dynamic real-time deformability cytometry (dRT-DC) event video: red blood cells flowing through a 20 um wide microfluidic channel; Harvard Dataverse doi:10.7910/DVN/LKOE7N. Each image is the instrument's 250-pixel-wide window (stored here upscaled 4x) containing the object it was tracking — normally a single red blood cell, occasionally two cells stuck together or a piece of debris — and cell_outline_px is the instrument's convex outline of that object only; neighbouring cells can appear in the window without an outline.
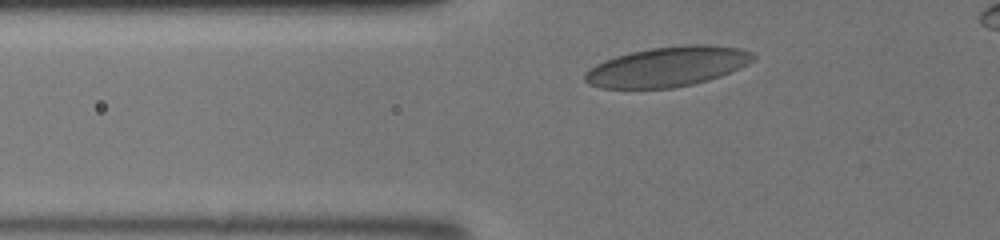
{"species": "human", "species_latin": "Homo sapiens", "temperature_condition": "room temperature", "stored_images_in_passage": 28, "camera_frame_rate_fps": 3000, "um_per_image_px": 0.085, "donor": {"sex": "male"}, "frame": {"image": 1, "passage_image": 4, "time_ms": 1.0, "image_size_px": [1000, 240], "cell_outline_px": [[756, 60], [740, 68], [720, 76], [708, 80], [692, 84], [672, 88], [600, 88], [588, 84], [584, 80], [584, 72], [596, 64], [604, 60], [616, 56], [632, 52], [652, 48], [684, 44], [708, 44], [740, 48], [752, 52], [756, 56]], "centroid_in_image_um": [56.75, 5.66], "position_along_channel_um": 69.0, "area_um2": 39.3}}
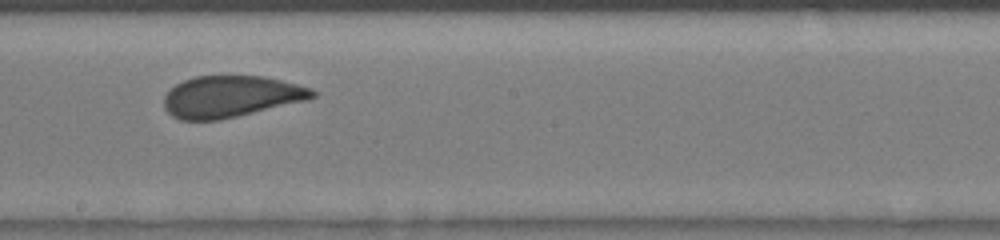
{"frame": {"image": 2, "passage_image": 15, "time_ms": 4.667, "image_size_px": [1000, 240], "cell_outline_px": [[316, 96], [308, 100], [220, 120], [180, 120], [172, 116], [164, 108], [164, 96], [176, 84], [184, 80], [196, 76], [264, 76], [312, 88], [316, 92]], "centroid_in_image_um": [19.63, 8.21], "position_along_channel_um": 228.6, "area_um2": 35.89}}
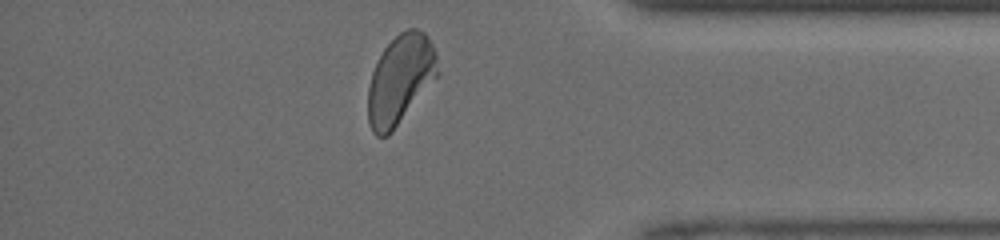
{"frame": {"image": 3, "passage_image": 27, "time_ms": 8.667, "image_size_px": [1000, 240], "cell_outline_px": [[440, 76], [392, 132], [388, 136], [376, 136], [372, 132], [368, 124], [368, 88], [372, 72], [384, 48], [400, 32], [408, 28], [416, 28], [424, 32], [428, 36], [436, 52], [440, 72]], "centroid_in_image_um": [34.06, 6.77], "position_along_channel_um": 401.1, "area_um2": 36.76}}